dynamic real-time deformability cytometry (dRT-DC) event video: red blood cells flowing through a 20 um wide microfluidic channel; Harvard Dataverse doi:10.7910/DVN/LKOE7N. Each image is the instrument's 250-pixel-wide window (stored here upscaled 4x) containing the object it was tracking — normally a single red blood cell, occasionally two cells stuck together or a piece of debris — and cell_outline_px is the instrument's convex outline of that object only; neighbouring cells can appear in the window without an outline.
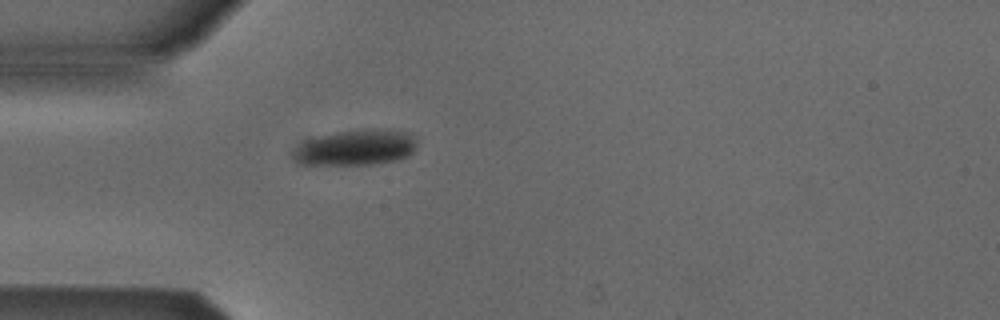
{"species": "Egyptian fruit bat (a non-hibernating species)", "species_latin": "Rousettus aegyptiacus", "temperature_condition": "cold", "stored_images_in_passage": 4, "camera_frame_rate_fps": 3000, "um_per_image_px": 0.085, "animal": {"sex": "male"}, "frame": {"image": 1, "passage_image": 4, "time_ms": 1.0, "image_size_px": [1000, 320], "cell_outline_px": [[416, 148], [408, 156], [392, 160], [372, 164], [304, 164], [296, 160], [296, 148], [304, 140], [336, 132], [372, 128], [376, 128], [404, 132], [412, 136], [416, 144]], "centroid_in_image_um": [30.27, 12.52], "position_along_channel_um": 54.7, "area_um2": 25.03}}